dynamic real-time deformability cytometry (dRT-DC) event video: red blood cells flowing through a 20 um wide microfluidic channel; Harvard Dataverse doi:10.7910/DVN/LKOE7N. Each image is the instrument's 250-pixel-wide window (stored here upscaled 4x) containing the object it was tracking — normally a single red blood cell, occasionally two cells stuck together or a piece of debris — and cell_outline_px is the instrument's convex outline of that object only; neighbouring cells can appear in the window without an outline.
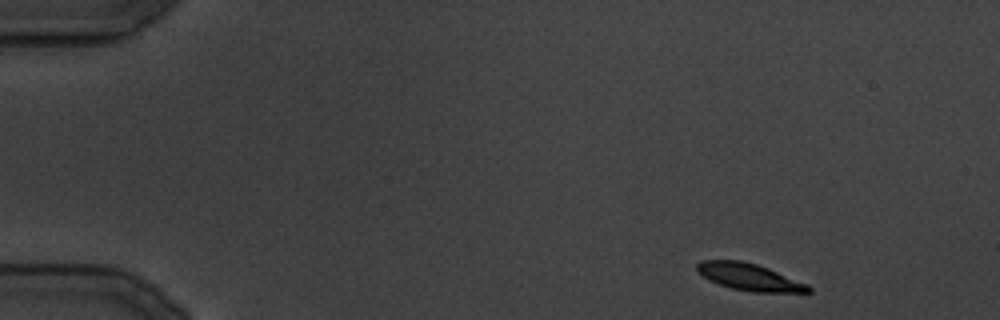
{"species": "common noctule bat (a hibernating species)", "species_latin": "Nyctalus noctula", "temperature_condition": "cold", "stored_images_in_passage": 29, "camera_frame_rate_fps": 3000, "um_per_image_px": 0.085, "animal": {"sex": "male", "body_mass_g": 19.5, "forearm_length_mm": 54.6}, "frame": {"image": 1, "passage_image": 1, "time_ms": 0.0, "image_size_px": [1000, 320], "cell_outline_px": [[812, 292], [752, 292], [732, 288], [708, 280], [696, 268], [696, 264], [700, 260], [740, 260], [756, 264], [768, 268], [808, 284], [812, 288]], "centroid_in_image_um": [63.71, 23.54], "position_along_channel_um": 21.3, "area_um2": 17.4}}
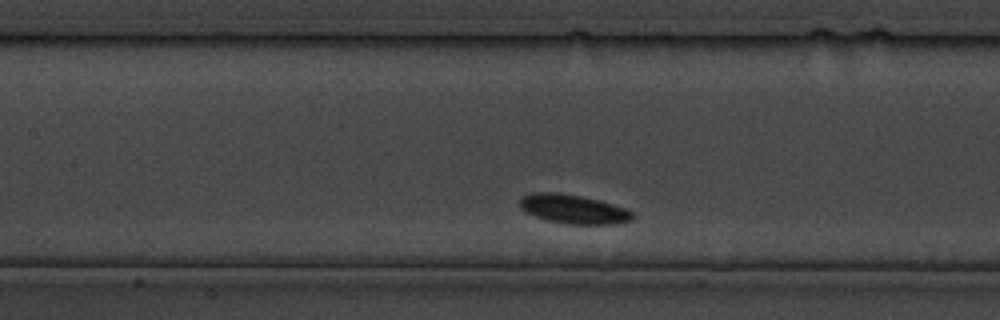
{"frame": {"image": 2, "passage_image": 11, "time_ms": 12.333, "image_size_px": [1000, 320], "cell_outline_px": [[632, 220], [620, 224], [564, 224], [548, 220], [536, 216], [520, 208], [520, 196], [532, 192], [552, 192], [580, 196], [628, 208], [632, 212]], "centroid_in_image_um": [48.74, 17.78], "position_along_channel_um": 158.7, "area_um2": 19.02}}
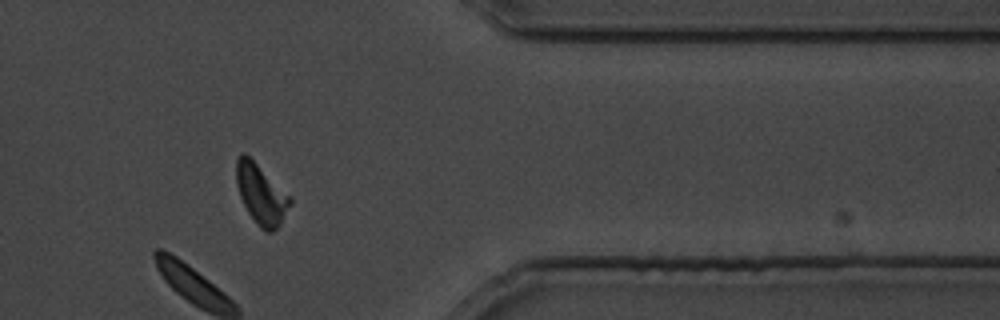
{"frame": {"image": 3, "passage_image": 25, "time_ms": 30.667, "image_size_px": [1000, 320], "cell_outline_px": [[292, 204], [280, 224], [272, 232], [268, 232], [260, 228], [248, 212], [240, 196], [236, 184], [236, 160], [240, 152], [244, 152], [292, 196]], "centroid_in_image_um": [22.21, 16.49], "position_along_channel_um": 389.2, "area_um2": 18.84}}